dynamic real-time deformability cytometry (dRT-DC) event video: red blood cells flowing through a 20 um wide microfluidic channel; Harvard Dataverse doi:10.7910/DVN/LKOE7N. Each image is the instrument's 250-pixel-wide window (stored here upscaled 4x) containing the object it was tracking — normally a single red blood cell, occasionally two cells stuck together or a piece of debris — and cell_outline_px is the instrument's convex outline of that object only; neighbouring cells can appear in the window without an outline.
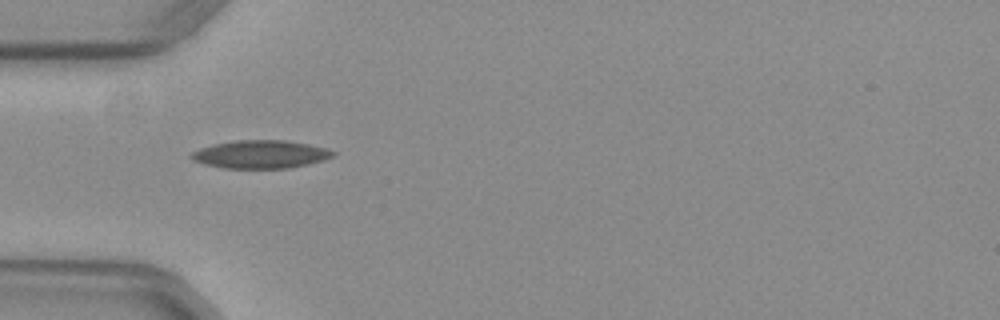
{"species": "common noctule bat (a hibernating species)", "species_latin": "Nyctalus noctula", "temperature_condition": "warm", "stored_images_in_passage": 37, "camera_frame_rate_fps": 3000, "um_per_image_px": 0.085, "animal": {"sex": "female", "body_mass_g": 29.2, "forearm_length_mm": 56.3}, "frame": {"image": 1, "passage_image": 1, "time_ms": 0.0, "image_size_px": [1000, 320], "cell_outline_px": [[336, 152], [332, 156], [324, 160], [308, 164], [288, 168], [224, 168], [204, 164], [192, 160], [188, 156], [192, 152], [200, 148], [216, 144], [236, 140], [288, 140], [308, 144], [324, 148]], "centroid_in_image_um": [22.12, 13.12], "position_along_channel_um": 62.9, "area_um2": 23.06}}
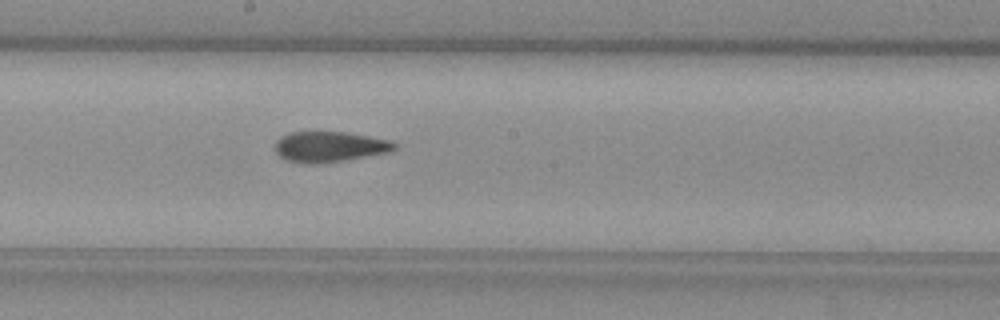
{"frame": {"image": 2, "passage_image": 13, "time_ms": 4.0, "image_size_px": [1000, 320], "cell_outline_px": [[396, 148], [388, 152], [344, 160], [316, 164], [300, 164], [284, 160], [276, 152], [276, 140], [280, 136], [292, 132], [344, 132], [368, 136], [388, 140], [396, 144]], "centroid_in_image_um": [27.95, 12.48], "position_along_channel_um": 220.3, "area_um2": 21.15}}
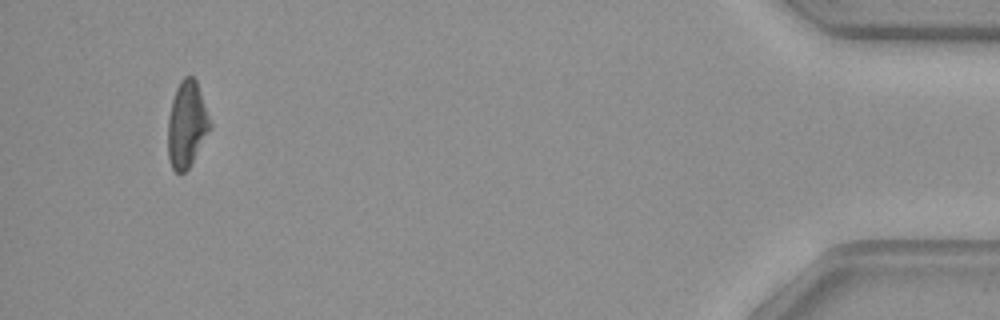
{"frame": {"image": 3, "passage_image": 34, "time_ms": 11.0, "image_size_px": [1000, 320], "cell_outline_px": [[212, 128], [188, 168], [184, 172], [176, 172], [172, 168], [168, 160], [168, 116], [172, 100], [176, 88], [180, 80], [184, 76], [192, 76], [196, 80], [212, 124]], "centroid_in_image_um": [15.88, 10.57], "position_along_channel_um": 419.3, "area_um2": 21.21}, "authors_computed_cell_mechanics": {"area_um2": 21.386, "velocity_mm_per_s": 3.9715, "shape_relaxation_time_tau1_ms": null, "shape_relaxation_time_tau2_ms": 3.0147, "deformation_change_tau1": null, "deformation_change_tau2": 0.1058}}